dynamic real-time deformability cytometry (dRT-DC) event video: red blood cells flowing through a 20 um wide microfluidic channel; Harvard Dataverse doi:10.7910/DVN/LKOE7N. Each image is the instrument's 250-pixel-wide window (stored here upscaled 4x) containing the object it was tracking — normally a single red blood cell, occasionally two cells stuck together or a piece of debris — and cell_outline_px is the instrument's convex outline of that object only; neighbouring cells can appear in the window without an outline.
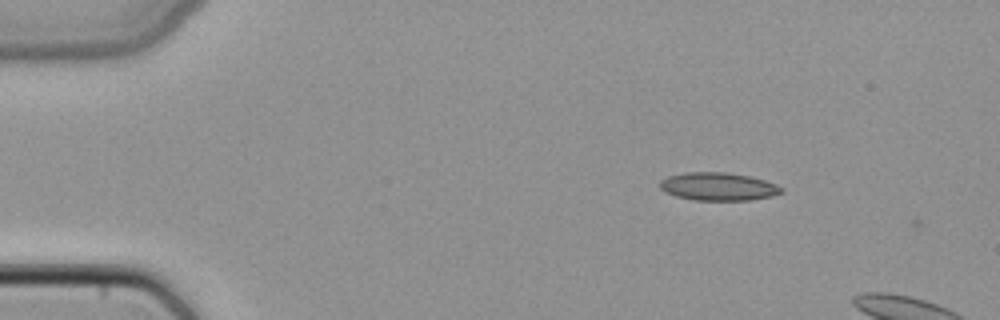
{"species": "common noctule bat (a hibernating species)", "species_latin": "Nyctalus noctula", "temperature_condition": "cold", "stored_images_in_passage": 4, "camera_frame_rate_fps": 3000, "um_per_image_px": 0.085, "animal": {"sex": "female", "body_mass_g": 22.7, "forearm_length_mm": 54.2}, "frame": {"image": 1, "passage_image": 3, "time_ms": 0.667, "image_size_px": [1000, 320], "cell_outline_px": [[784, 192], [772, 196], [752, 200], [692, 200], [676, 196], [664, 192], [660, 188], [660, 180], [668, 176], [684, 172], [724, 172], [748, 176], [764, 180], [776, 184], [784, 188]], "centroid_in_image_um": [61.05, 15.86], "position_along_channel_um": 24.0, "area_um2": 19.94}}